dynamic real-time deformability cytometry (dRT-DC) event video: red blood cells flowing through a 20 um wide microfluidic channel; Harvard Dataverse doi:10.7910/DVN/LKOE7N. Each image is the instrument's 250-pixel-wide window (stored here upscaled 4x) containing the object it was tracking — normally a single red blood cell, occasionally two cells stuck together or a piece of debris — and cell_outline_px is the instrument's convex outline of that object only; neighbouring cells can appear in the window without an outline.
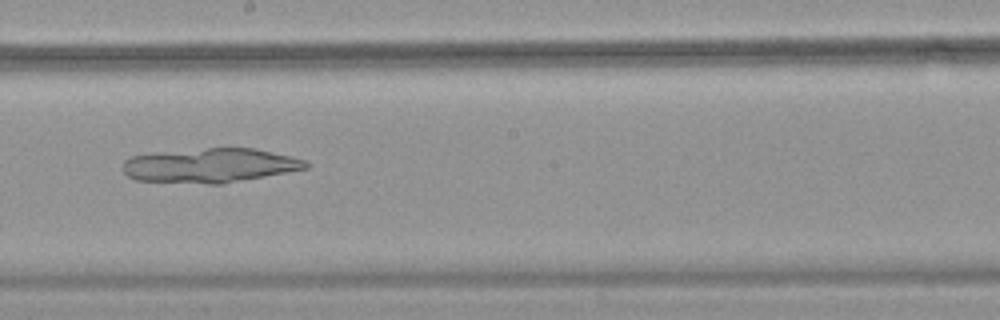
{"species": "common noctule bat (a hibernating species)", "species_latin": "Nyctalus noctula", "temperature_condition": "warm", "stored_images_in_passage": 54, "camera_frame_rate_fps": 3000, "um_per_image_px": 0.085, "animal": {"sex": "female", "body_mass_g": 18.4}, "frame": {"image": 1, "passage_image": 31, "time_ms": 10.0, "image_size_px": [1000, 320], "cell_outline_px": [[308, 168], [224, 184], [208, 184], [136, 180], [128, 176], [124, 172], [124, 160], [132, 156], [156, 152], [208, 148], [252, 148], [288, 156], [304, 160], [308, 164]], "centroid_in_image_um": [17.82, 14.07], "position_along_channel_um": 230.4, "area_um2": 36.36}}